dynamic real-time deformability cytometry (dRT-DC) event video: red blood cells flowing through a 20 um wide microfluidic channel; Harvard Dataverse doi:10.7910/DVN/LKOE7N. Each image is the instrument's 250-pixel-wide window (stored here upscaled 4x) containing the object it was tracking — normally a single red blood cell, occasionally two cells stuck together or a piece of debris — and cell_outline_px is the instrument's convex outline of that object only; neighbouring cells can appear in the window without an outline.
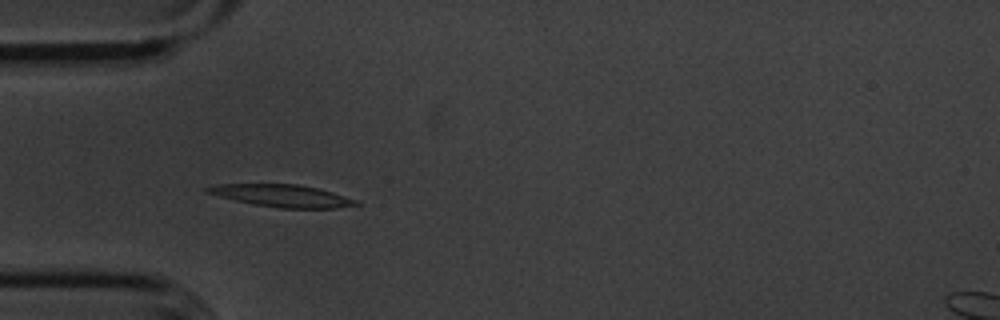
{"species": "common noctule bat (a hibernating species)", "species_latin": "Nyctalus noctula", "temperature_condition": "cold", "stored_images_in_passage": 39, "camera_frame_rate_fps": 3000, "um_per_image_px": 0.085, "animal": {"sex": "male", "body_mass_g": 20.1, "forearm_length_mm": 53.5}, "frame": {"image": 1, "passage_image": 4, "time_ms": 1.0, "image_size_px": [1000, 320], "cell_outline_px": [[364, 204], [336, 208], [280, 208], [252, 204], [204, 192], [204, 188], [216, 184], [296, 184], [320, 188], [356, 200]], "centroid_in_image_um": [23.99, 16.64], "position_along_channel_um": 61.0, "area_um2": 19.31}}
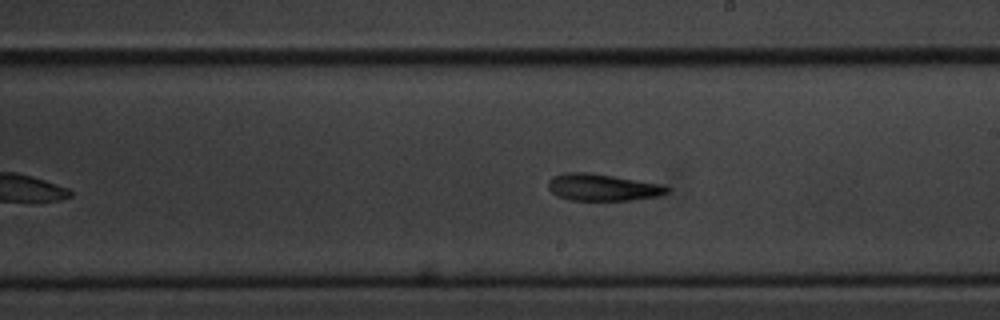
{"frame": {"image": 2, "passage_image": 19, "time_ms": 6.0, "image_size_px": [1000, 320], "cell_outline_px": [[668, 192], [660, 196], [632, 200], [568, 200], [556, 196], [548, 188], [548, 180], [552, 176], [564, 172], [588, 172], [664, 184], [668, 188]], "centroid_in_image_um": [51.19, 15.92], "position_along_channel_um": 237.8, "area_um2": 18.84}}
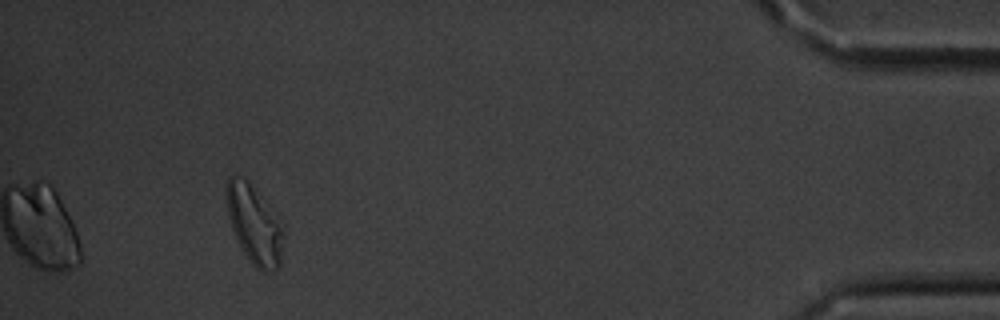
{"frame": {"image": 3, "passage_image": 39, "time_ms": 12.667, "image_size_px": [1000, 320], "cell_outline_px": [[284, 236], [280, 264], [276, 268], [264, 272], [256, 268], [248, 260], [232, 228], [228, 216], [224, 196], [224, 188], [228, 176], [232, 176], [248, 180], [280, 216], [284, 224]], "centroid_in_image_um": [21.63, 19.03], "position_along_channel_um": 413.6, "area_um2": 26.7}, "authors_computed_cell_mechanics": {"area_um2": 19.2474, "velocity_mm_per_s": 3.5728, "shape_relaxation_time_tau1_ms": 2.929, "shape_relaxation_time_tau2_ms": 3.4355, "deformation_change_tau1": 0.1423, "deformation_change_tau2": 0.1403}}